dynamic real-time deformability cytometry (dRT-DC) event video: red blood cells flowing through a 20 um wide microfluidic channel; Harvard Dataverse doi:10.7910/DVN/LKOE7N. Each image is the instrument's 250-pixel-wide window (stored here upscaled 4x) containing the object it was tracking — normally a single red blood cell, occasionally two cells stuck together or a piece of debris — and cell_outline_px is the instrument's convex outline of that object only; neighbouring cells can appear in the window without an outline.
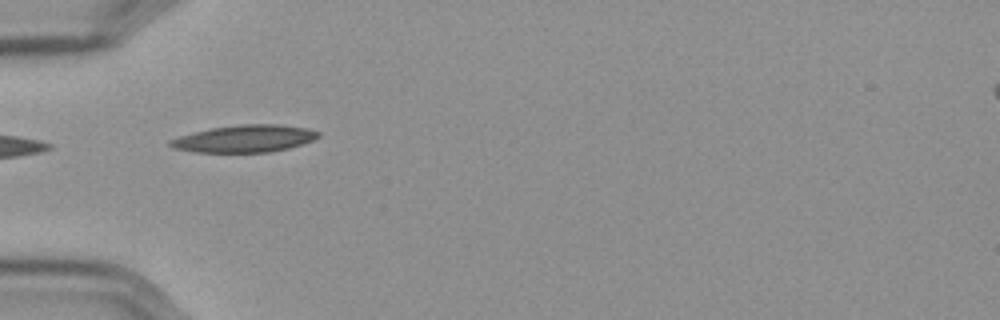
{"species": "Egyptian fruit bat (a non-hibernating species)", "species_latin": "Rousettus aegyptiacus", "temperature_condition": "cold", "stored_images_in_passage": 4, "camera_frame_rate_fps": 3000, "um_per_image_px": 0.085, "frame": {"image": 1, "passage_image": 1, "time_ms": 0.0, "image_size_px": [1000, 320], "cell_outline_px": [[320, 136], [312, 140], [288, 148], [268, 152], [192, 152], [172, 148], [168, 144], [168, 140], [180, 136], [212, 128], [240, 124], [280, 124], [308, 128], [320, 132]], "centroid_in_image_um": [20.78, 11.78], "position_along_channel_um": 64.2, "area_um2": 23.41}}